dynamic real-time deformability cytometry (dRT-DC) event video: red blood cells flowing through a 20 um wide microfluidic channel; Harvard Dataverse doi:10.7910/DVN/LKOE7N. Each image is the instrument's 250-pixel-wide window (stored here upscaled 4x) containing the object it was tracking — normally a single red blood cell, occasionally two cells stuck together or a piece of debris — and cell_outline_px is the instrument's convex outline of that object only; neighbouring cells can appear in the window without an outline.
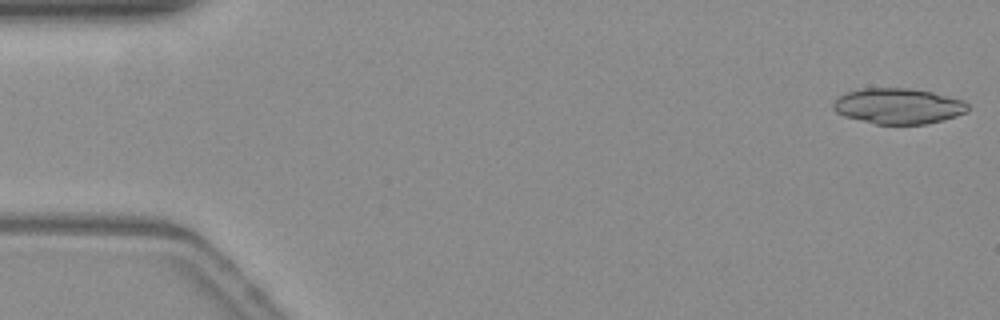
{"species": "common noctule bat (a hibernating species)", "species_latin": "Nyctalus noctula", "temperature_condition": "warm", "stored_images_in_passage": 53, "camera_frame_rate_fps": 3000, "um_per_image_px": 0.085, "animal": {"sex": "female", "body_mass_g": 19.3, "forearm_length_mm": 54.1}, "frame": {"image": 1, "passage_image": 1, "time_ms": 0.0, "image_size_px": [1000, 320], "cell_outline_px": [[968, 112], [956, 116], [924, 124], [876, 124], [844, 116], [836, 112], [832, 108], [832, 104], [844, 92], [860, 88], [908, 88], [932, 92], [964, 100], [968, 104]], "centroid_in_image_um": [76.33, 9.01], "position_along_channel_um": 8.7, "area_um2": 27.98}}
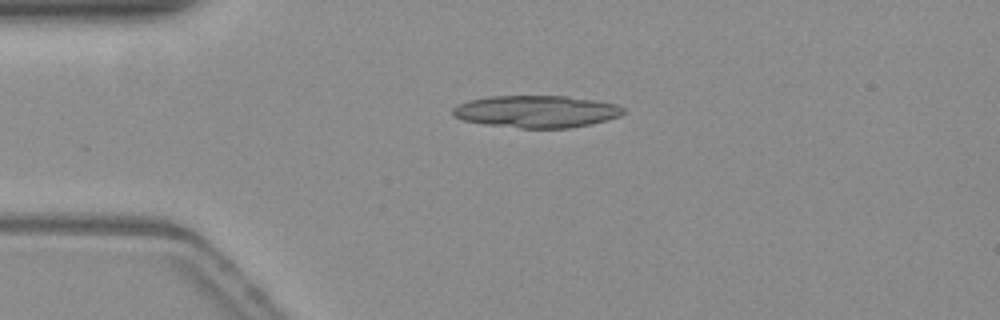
{"frame": {"image": 2, "passage_image": 12, "time_ms": 3.667, "image_size_px": [1000, 320], "cell_outline_px": [[624, 112], [620, 116], [588, 124], [568, 128], [520, 128], [484, 124], [464, 120], [456, 116], [452, 112], [452, 108], [456, 104], [468, 100], [488, 96], [568, 96], [596, 100], [616, 104], [624, 108]], "centroid_in_image_um": [45.57, 9.46], "position_along_channel_um": 39.4, "area_um2": 31.91}}